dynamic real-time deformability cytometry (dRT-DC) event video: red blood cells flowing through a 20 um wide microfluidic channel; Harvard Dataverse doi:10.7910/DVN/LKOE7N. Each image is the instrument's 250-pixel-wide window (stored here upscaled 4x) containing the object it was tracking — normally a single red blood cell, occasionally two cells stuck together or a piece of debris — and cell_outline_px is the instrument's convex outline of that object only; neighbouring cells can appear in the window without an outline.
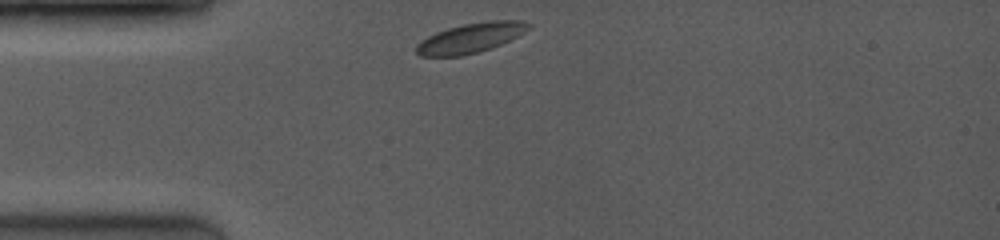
{"species": "common noctule bat (a hibernating species)", "species_latin": "Nyctalus noctula", "temperature_condition": "room temperature", "stored_images_in_passage": 12, "camera_frame_rate_fps": 3500, "um_per_image_px": 0.085, "animal": {"sex": "female", "body_mass_g": 19.0, "forearm_length_mm": 53.3}, "frame": {"image": 1, "passage_image": 1, "time_ms": 0.0, "image_size_px": [1000, 240], "cell_outline_px": [[532, 28], [500, 44], [476, 52], [460, 56], [420, 56], [416, 52], [416, 44], [420, 40], [436, 32], [448, 28], [464, 24], [488, 20], [524, 20], [532, 24]], "centroid_in_image_um": [40.01, 3.2], "position_along_channel_um": 45.0, "area_um2": 19.36}}